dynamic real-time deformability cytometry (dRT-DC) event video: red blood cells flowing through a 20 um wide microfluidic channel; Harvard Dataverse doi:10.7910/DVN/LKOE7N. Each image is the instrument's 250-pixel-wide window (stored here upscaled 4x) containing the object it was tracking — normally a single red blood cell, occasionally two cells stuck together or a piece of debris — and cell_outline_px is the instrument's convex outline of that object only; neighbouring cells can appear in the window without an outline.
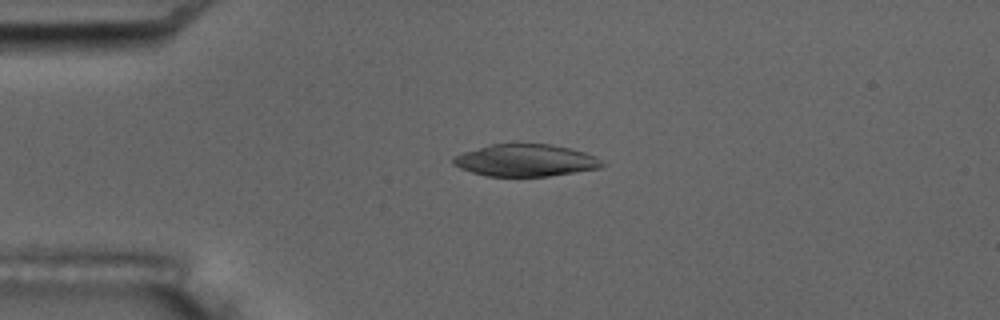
{"species": "common noctule bat (a hibernating species)", "species_latin": "Nyctalus noctula", "temperature_condition": "room temperature", "stored_images_in_passage": 5, "camera_frame_rate_fps": 3000, "um_per_image_px": 0.085, "animal": {"sex": "male", "body_mass_g": 17.5, "forearm_length_mm": 52.3}, "frame": {"image": 1, "passage_image": 4, "time_ms": 4.333, "image_size_px": [1000, 320], "cell_outline_px": [[608, 164], [600, 168], [548, 176], [488, 176], [472, 172], [460, 168], [452, 164], [452, 160], [456, 156], [464, 152], [492, 144], [552, 144], [584, 152], [596, 156]], "centroid_in_image_um": [44.72, 13.63], "position_along_channel_um": 40.3, "area_um2": 27.69}}